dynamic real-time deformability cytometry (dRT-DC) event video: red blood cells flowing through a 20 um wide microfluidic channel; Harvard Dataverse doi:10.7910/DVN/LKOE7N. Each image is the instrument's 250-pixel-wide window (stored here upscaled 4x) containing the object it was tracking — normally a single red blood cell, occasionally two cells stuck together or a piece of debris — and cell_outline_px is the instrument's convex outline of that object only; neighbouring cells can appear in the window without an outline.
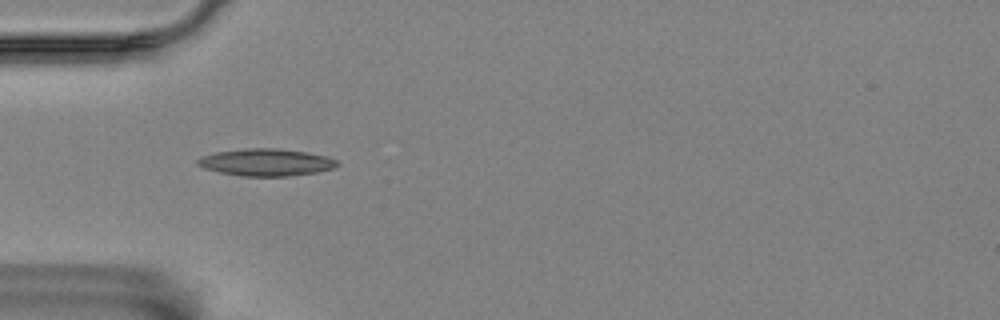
{"species": "Egyptian fruit bat (a non-hibernating species)", "species_latin": "Rousettus aegyptiacus", "temperature_condition": "room temperature", "stored_images_in_passage": 3, "camera_frame_rate_fps": 3000, "um_per_image_px": 0.085, "animal": {"sex": "female"}, "frame": {"image": 1, "passage_image": 1, "time_ms": 0.0, "image_size_px": [1000, 320], "cell_outline_px": [[340, 164], [336, 168], [316, 172], [288, 176], [240, 176], [220, 172], [204, 168], [196, 164], [196, 160], [200, 156], [216, 152], [244, 148], [276, 148], [308, 152], [328, 156], [336, 160]], "centroid_in_image_um": [22.63, 13.79], "position_along_channel_um": 62.4, "area_um2": 22.31}}
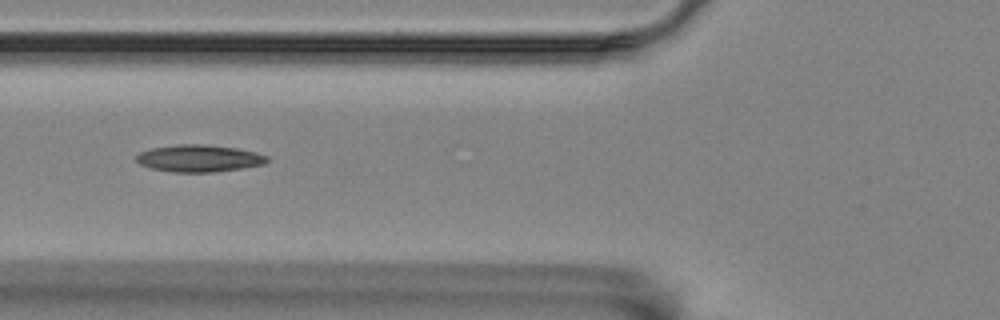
{"frame": {"image": 2, "passage_image": 2, "time_ms": 0.333, "image_size_px": [1000, 320], "cell_outline_px": [[268, 160], [264, 164], [244, 168], [212, 172], [172, 172], [152, 168], [140, 164], [136, 160], [136, 156], [140, 152], [152, 148], [176, 144], [204, 144], [236, 148], [256, 152], [268, 156]], "centroid_in_image_um": [16.93, 13.45], "position_along_channel_um": 108.9, "area_um2": 20.63}}
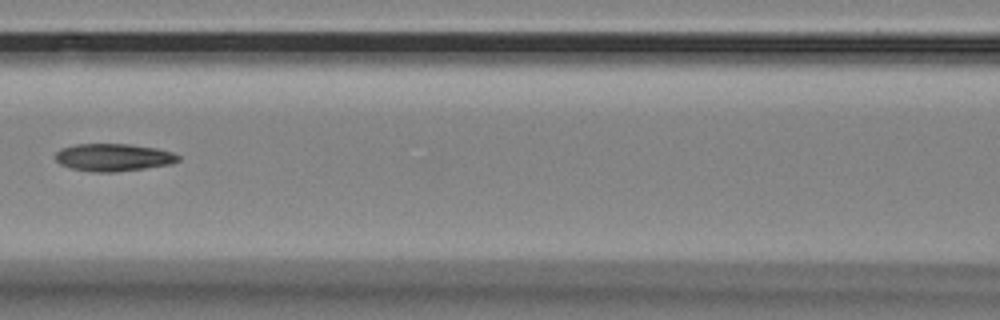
{"frame": {"image": 3, "passage_image": 3, "time_ms": 0.667, "image_size_px": [1000, 320], "cell_outline_px": [[180, 160], [172, 164], [116, 172], [92, 172], [72, 168], [60, 164], [56, 160], [56, 152], [60, 148], [76, 144], [128, 144], [156, 148], [172, 152], [180, 156]], "centroid_in_image_um": [9.64, 13.37], "position_along_channel_um": 157.0, "area_um2": 19.71}}